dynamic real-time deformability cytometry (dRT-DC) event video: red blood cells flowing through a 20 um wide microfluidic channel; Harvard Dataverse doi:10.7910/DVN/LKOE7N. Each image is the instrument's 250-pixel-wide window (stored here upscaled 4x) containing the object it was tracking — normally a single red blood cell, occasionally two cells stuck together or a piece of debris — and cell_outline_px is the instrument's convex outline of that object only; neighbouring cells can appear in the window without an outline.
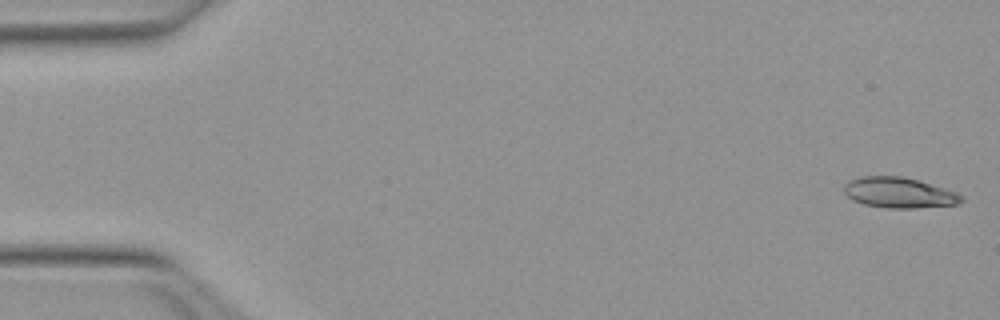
{"species": "Egyptian fruit bat (a non-hibernating species)", "species_latin": "Rousettus aegyptiacus", "temperature_condition": "warm", "stored_images_in_passage": 20, "camera_frame_rate_fps": 3000, "um_per_image_px": 0.085, "animal": {"sex": "female"}, "frame": {"image": 1, "passage_image": 1, "time_ms": 0.0, "image_size_px": [1000, 320], "cell_outline_px": [[964, 200], [956, 204], [916, 208], [884, 208], [864, 204], [852, 200], [844, 192], [844, 184], [848, 180], [860, 176], [900, 176], [916, 180], [944, 188], [956, 192], [964, 196]], "centroid_in_image_um": [76.38, 16.38], "position_along_channel_um": 8.6, "area_um2": 20.87}}
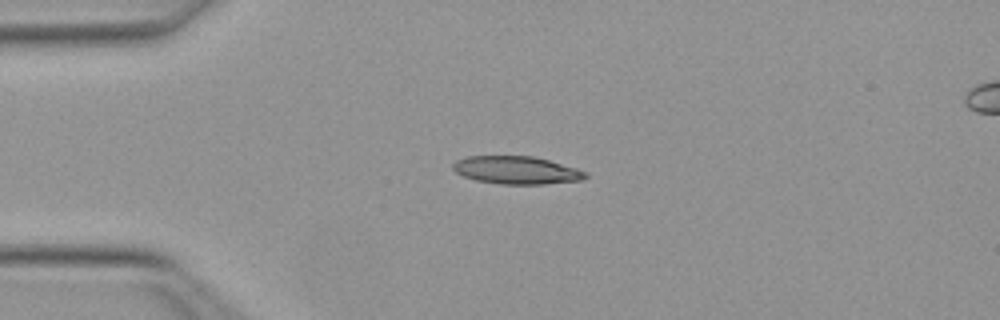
{"frame": {"image": 2, "passage_image": 12, "time_ms": 3.667, "image_size_px": [1000, 320], "cell_outline_px": [[588, 176], [584, 180], [544, 184], [500, 184], [476, 180], [464, 176], [456, 172], [452, 168], [452, 164], [456, 160], [468, 156], [532, 156], [548, 160], [576, 168], [588, 172]], "centroid_in_image_um": [43.92, 14.47], "position_along_channel_um": 41.1, "area_um2": 21.5}}
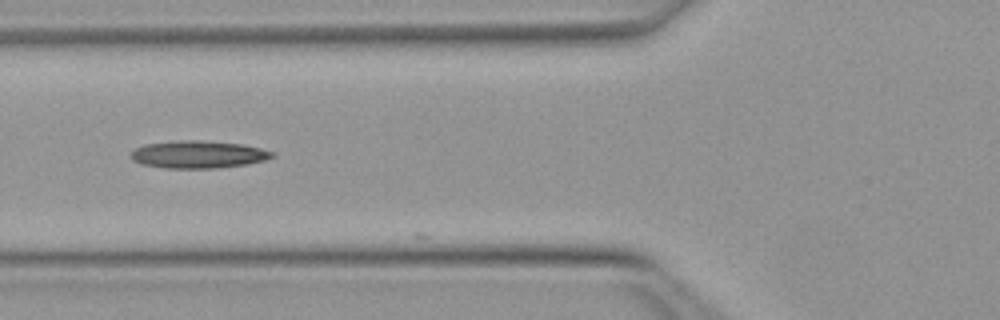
{"frame": {"image": 3, "passage_image": 19, "time_ms": 6.0, "image_size_px": [1000, 320], "cell_outline_px": [[276, 156], [264, 160], [248, 164], [216, 168], [164, 168], [140, 164], [132, 160], [132, 152], [136, 148], [144, 144], [176, 140], [200, 140], [244, 144], [276, 152]], "centroid_in_image_um": [16.87, 13.12], "position_along_channel_um": 108.9, "area_um2": 22.83}}